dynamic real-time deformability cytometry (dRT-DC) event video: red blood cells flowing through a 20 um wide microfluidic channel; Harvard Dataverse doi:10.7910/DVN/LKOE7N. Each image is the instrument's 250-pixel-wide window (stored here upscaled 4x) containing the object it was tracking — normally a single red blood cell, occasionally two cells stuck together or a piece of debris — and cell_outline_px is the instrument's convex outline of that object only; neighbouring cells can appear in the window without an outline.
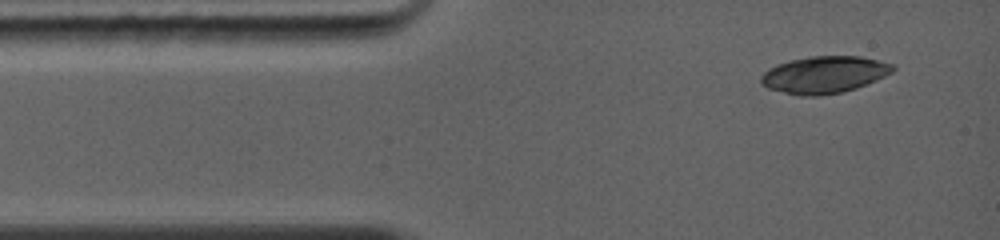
{"species": "common noctule bat (a hibernating species)", "species_latin": "Nyctalus noctula", "temperature_condition": "warm", "stored_images_in_passage": 23, "camera_frame_rate_fps": 5000, "um_per_image_px": 0.085, "animal": {"sex": "female", "body_mass_g": 19.0, "forearm_length_mm": 56.7}, "frame": {"image": 1, "passage_image": 1, "time_ms": 0.0, "image_size_px": [1000, 240], "cell_outline_px": [[896, 68], [892, 72], [876, 80], [856, 88], [844, 92], [820, 96], [800, 96], [768, 88], [760, 84], [760, 76], [768, 68], [776, 64], [788, 60], [812, 56], [860, 56], [892, 64]], "centroid_in_image_um": [70.02, 6.35], "position_along_channel_um": 15.0, "area_um2": 28.55}}
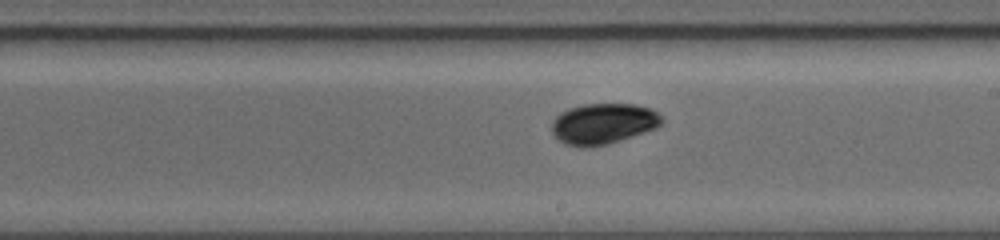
{"frame": {"image": 2, "passage_image": 14, "time_ms": 6.2, "image_size_px": [1000, 240], "cell_outline_px": [[664, 120], [656, 128], [608, 144], [588, 148], [580, 148], [564, 144], [556, 140], [552, 132], [552, 120], [560, 112], [568, 108], [584, 104], [636, 104], [652, 108]], "centroid_in_image_um": [51.23, 10.52], "position_along_channel_um": 237.8, "area_um2": 26.47}}
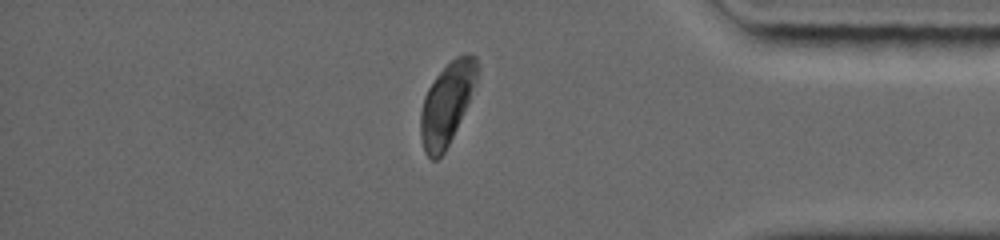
{"frame": {"image": 3, "passage_image": 23, "time_ms": 10.4, "image_size_px": [1000, 240], "cell_outline_px": [[480, 68], [468, 100], [456, 128], [444, 152], [436, 160], [432, 160], [424, 152], [420, 136], [420, 112], [424, 96], [428, 88], [436, 76], [456, 56], [468, 52], [476, 56]], "centroid_in_image_um": [37.96, 8.78], "position_along_channel_um": 397.2, "area_um2": 26.59}, "authors_computed_cell_mechanics": {"area_um2": 27.1082, "velocity_mm_per_s": 4.3363, "shape_relaxation_time_tau1_ms": 3.8844, "shape_relaxation_time_tau2_ms": null, "deformation_change_tau1": 0.2246, "deformation_change_tau2": null}}